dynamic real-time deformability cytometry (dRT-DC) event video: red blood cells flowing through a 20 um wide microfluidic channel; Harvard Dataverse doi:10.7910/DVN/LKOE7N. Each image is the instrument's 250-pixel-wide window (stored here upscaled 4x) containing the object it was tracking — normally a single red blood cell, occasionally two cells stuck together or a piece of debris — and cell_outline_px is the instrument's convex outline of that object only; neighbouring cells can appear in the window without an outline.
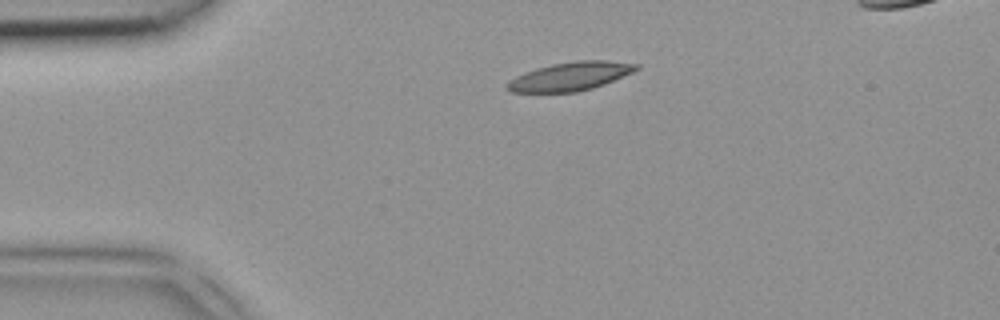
{"species": "common noctule bat (a hibernating species)", "species_latin": "Nyctalus noctula", "temperature_condition": "room temperature", "stored_images_in_passage": 2, "camera_frame_rate_fps": 3000, "um_per_image_px": 0.085, "animal": {"sex": "female", "body_mass_g": 18.4}, "frame": {"image": 1, "passage_image": 1, "time_ms": 0.0, "image_size_px": [1000, 320], "cell_outline_px": [[640, 68], [632, 72], [604, 84], [592, 88], [576, 92], [512, 92], [504, 88], [508, 80], [524, 72], [536, 68], [552, 64], [576, 60], [608, 60], [640, 64]], "centroid_in_image_um": [48.45, 6.48], "position_along_channel_um": 36.5, "area_um2": 21.56}}